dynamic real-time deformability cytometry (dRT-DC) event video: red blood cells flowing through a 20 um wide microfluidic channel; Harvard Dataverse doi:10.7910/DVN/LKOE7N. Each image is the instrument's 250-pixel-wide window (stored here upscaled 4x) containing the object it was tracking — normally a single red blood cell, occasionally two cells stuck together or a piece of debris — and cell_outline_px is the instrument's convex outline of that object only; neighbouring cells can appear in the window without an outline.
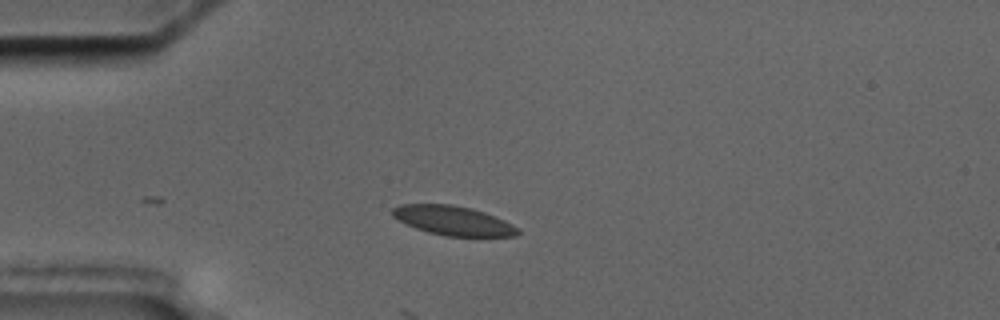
{"species": "common noctule bat (a hibernating species)", "species_latin": "Nyctalus noctula", "temperature_condition": "cold", "stored_images_in_passage": 5, "camera_frame_rate_fps": 3000, "um_per_image_px": 0.085, "animal": {"sex": "male", "body_mass_g": 17.5, "forearm_length_mm": 52.3}, "frame": {"image": 1, "passage_image": 1, "time_ms": 0.0, "image_size_px": [1000, 320], "cell_outline_px": [[520, 232], [516, 236], [444, 236], [428, 232], [416, 228], [392, 216], [392, 208], [400, 204], [452, 204], [472, 208], [484, 212], [504, 220], [520, 228]], "centroid_in_image_um": [38.54, 18.75], "position_along_channel_um": 46.5, "area_um2": 21.39}}